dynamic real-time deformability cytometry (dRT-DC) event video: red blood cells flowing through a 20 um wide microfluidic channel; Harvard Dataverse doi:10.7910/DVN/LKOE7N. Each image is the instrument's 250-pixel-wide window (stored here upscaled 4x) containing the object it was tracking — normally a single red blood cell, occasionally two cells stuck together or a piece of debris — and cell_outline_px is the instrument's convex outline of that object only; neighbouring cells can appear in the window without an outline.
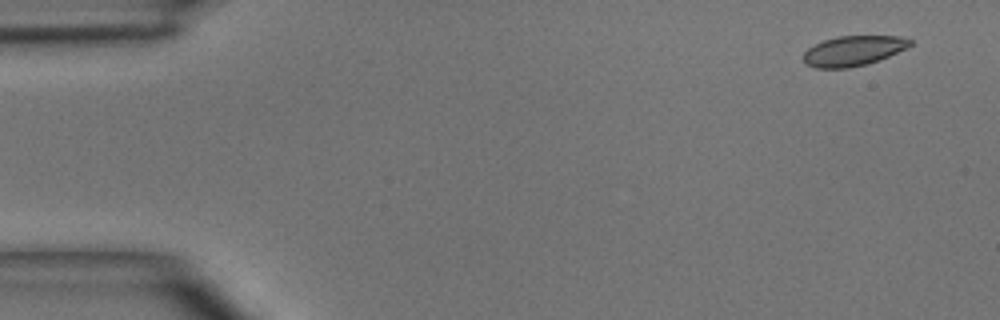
{"species": "common noctule bat (a hibernating species)", "species_latin": "Nyctalus noctula", "temperature_condition": "room temperature", "stored_images_in_passage": 5, "segment_of_instrument_passage": [1, 2], "camera_frame_rate_fps": 3000, "um_per_image_px": 0.085, "animal": {"sex": "male", "body_mass_g": 15.6}, "frame": {"image": 1, "passage_image": 1, "time_ms": 0.0, "image_size_px": [1000, 320], "cell_outline_px": [[912, 44], [880, 60], [868, 64], [848, 68], [816, 68], [804, 64], [804, 52], [808, 48], [824, 40], [836, 36], [896, 36], [912, 40]], "centroid_in_image_um": [72.49, 4.33], "position_along_channel_um": 12.5, "area_um2": 18.55}}
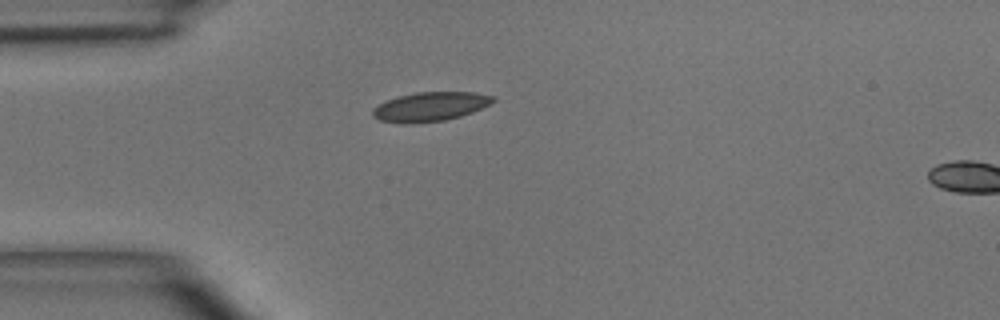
{"frame": {"image": 2, "passage_image": 4, "time_ms": 3.333, "image_size_px": [1000, 320], "cell_outline_px": [[496, 100], [472, 112], [460, 116], [444, 120], [408, 124], [404, 124], [380, 120], [372, 116], [372, 108], [396, 96], [416, 92], [472, 92], [492, 96]], "centroid_in_image_um": [36.51, 9.06], "position_along_channel_um": 48.5, "area_um2": 20.29}}